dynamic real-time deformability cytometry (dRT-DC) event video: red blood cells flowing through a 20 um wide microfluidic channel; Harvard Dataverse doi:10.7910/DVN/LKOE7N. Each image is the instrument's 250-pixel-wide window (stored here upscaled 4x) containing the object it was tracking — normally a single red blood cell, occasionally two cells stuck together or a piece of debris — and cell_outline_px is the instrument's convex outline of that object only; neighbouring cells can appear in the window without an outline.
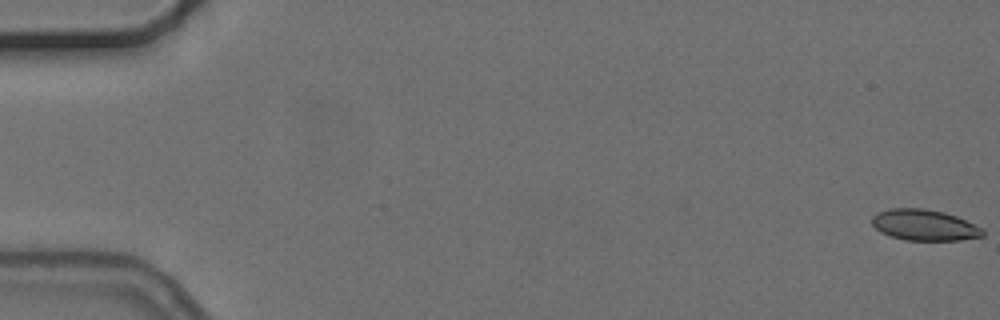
{"species": "common noctule bat (a hibernating species)", "species_latin": "Nyctalus noctula", "temperature_condition": "cold", "stored_images_in_passage": 7, "camera_frame_rate_fps": 3000, "um_per_image_px": 0.085, "animal": {"sex": "female", "body_mass_g": 24.6, "forearm_length_mm": 56.2}, "frame": {"image": 1, "passage_image": 1, "time_ms": 0.0, "image_size_px": [1000, 320], "cell_outline_px": [[984, 236], [960, 240], [904, 240], [880, 232], [872, 224], [872, 216], [876, 212], [888, 208], [924, 208], [944, 212], [956, 216], [984, 228]], "centroid_in_image_um": [78.57, 19.12], "position_along_channel_um": 6.4, "area_um2": 20.17}}
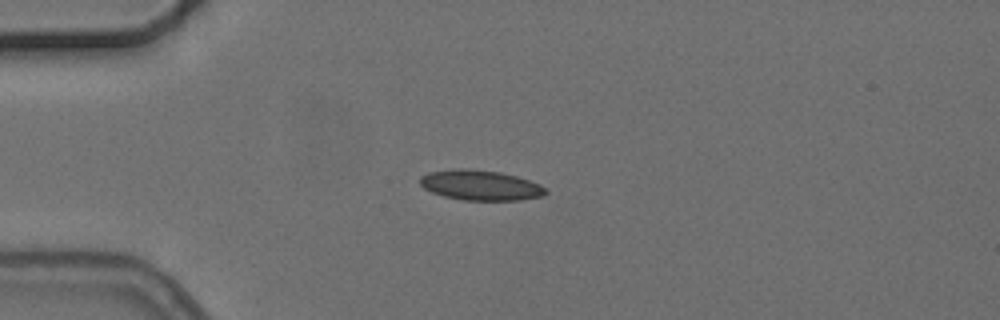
{"frame": {"image": 2, "passage_image": 5, "time_ms": 4.667, "image_size_px": [1000, 320], "cell_outline_px": [[548, 192], [544, 196], [520, 200], [464, 200], [444, 196], [432, 192], [424, 188], [420, 184], [420, 176], [428, 172], [460, 168], [468, 168], [500, 172], [516, 176], [540, 184]], "centroid_in_image_um": [40.84, 15.74], "position_along_channel_um": 44.2, "area_um2": 22.08}}
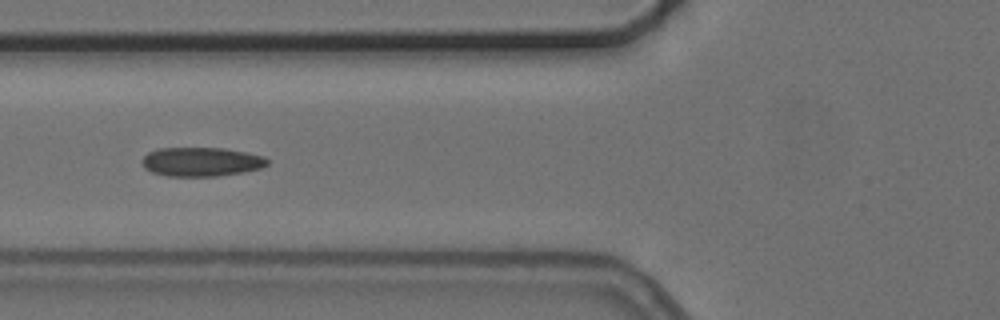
{"frame": {"image": 3, "passage_image": 7, "time_ms": 7.0, "image_size_px": [1000, 320], "cell_outline_px": [[268, 164], [260, 168], [240, 172], [216, 176], [168, 176], [152, 172], [144, 168], [140, 160], [148, 152], [160, 148], [224, 148], [264, 156], [268, 160]], "centroid_in_image_um": [17.06, 13.75], "position_along_channel_um": 108.7, "area_um2": 21.1}}